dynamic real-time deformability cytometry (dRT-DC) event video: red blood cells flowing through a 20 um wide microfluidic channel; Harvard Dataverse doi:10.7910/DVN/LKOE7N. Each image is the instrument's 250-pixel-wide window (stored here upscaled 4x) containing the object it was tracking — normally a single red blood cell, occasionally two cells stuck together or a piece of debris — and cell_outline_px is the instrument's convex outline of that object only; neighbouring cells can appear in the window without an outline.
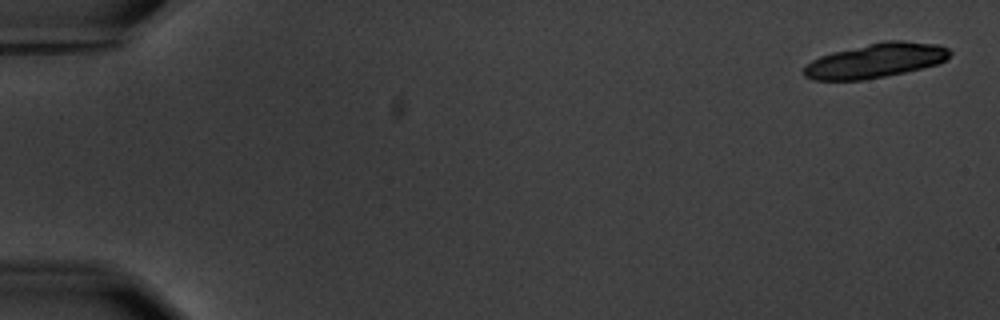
{"species": "common noctule bat (a hibernating species)", "species_latin": "Nyctalus noctula", "temperature_condition": "warm", "stored_images_in_passage": 4, "camera_frame_rate_fps": 3000, "um_per_image_px": 0.085, "animal": {"sex": "male", "body_mass_g": 20.1, "forearm_length_mm": 53.5}, "frame": {"image": 1, "passage_image": 1, "time_ms": 0.0, "image_size_px": [1000, 320], "cell_outline_px": [[952, 52], [944, 60], [936, 64], [904, 72], [864, 80], [812, 80], [804, 76], [804, 68], [812, 60], [820, 56], [832, 52], [884, 40], [904, 40], [940, 44], [948, 48]], "centroid_in_image_um": [74.43, 5.13], "position_along_channel_um": 10.6, "area_um2": 29.25}}